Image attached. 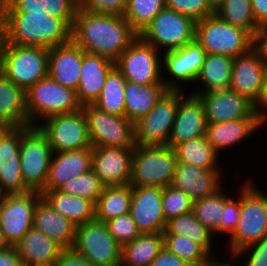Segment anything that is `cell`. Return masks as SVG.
<instances>
[{
	"mask_svg": "<svg viewBox=\"0 0 267 266\" xmlns=\"http://www.w3.org/2000/svg\"><path fill=\"white\" fill-rule=\"evenodd\" d=\"M139 35L123 16L97 14L78 8L72 41L85 52L116 61Z\"/></svg>",
	"mask_w": 267,
	"mask_h": 266,
	"instance_id": "cell-1",
	"label": "cell"
},
{
	"mask_svg": "<svg viewBox=\"0 0 267 266\" xmlns=\"http://www.w3.org/2000/svg\"><path fill=\"white\" fill-rule=\"evenodd\" d=\"M0 37L8 44L49 50L72 41V27L45 12L0 13Z\"/></svg>",
	"mask_w": 267,
	"mask_h": 266,
	"instance_id": "cell-2",
	"label": "cell"
},
{
	"mask_svg": "<svg viewBox=\"0 0 267 266\" xmlns=\"http://www.w3.org/2000/svg\"><path fill=\"white\" fill-rule=\"evenodd\" d=\"M254 182L249 179L241 185V216L226 240L230 253L257 243L267 234V194Z\"/></svg>",
	"mask_w": 267,
	"mask_h": 266,
	"instance_id": "cell-3",
	"label": "cell"
},
{
	"mask_svg": "<svg viewBox=\"0 0 267 266\" xmlns=\"http://www.w3.org/2000/svg\"><path fill=\"white\" fill-rule=\"evenodd\" d=\"M48 64L49 50L8 44L0 37V71L25 91L48 77Z\"/></svg>",
	"mask_w": 267,
	"mask_h": 266,
	"instance_id": "cell-4",
	"label": "cell"
},
{
	"mask_svg": "<svg viewBox=\"0 0 267 266\" xmlns=\"http://www.w3.org/2000/svg\"><path fill=\"white\" fill-rule=\"evenodd\" d=\"M177 158L167 145H136L132 156L130 185L136 187L170 186Z\"/></svg>",
	"mask_w": 267,
	"mask_h": 266,
	"instance_id": "cell-5",
	"label": "cell"
},
{
	"mask_svg": "<svg viewBox=\"0 0 267 266\" xmlns=\"http://www.w3.org/2000/svg\"><path fill=\"white\" fill-rule=\"evenodd\" d=\"M195 40L208 54L233 58L254 47V38L247 31L227 24L216 14L196 22Z\"/></svg>",
	"mask_w": 267,
	"mask_h": 266,
	"instance_id": "cell-6",
	"label": "cell"
},
{
	"mask_svg": "<svg viewBox=\"0 0 267 266\" xmlns=\"http://www.w3.org/2000/svg\"><path fill=\"white\" fill-rule=\"evenodd\" d=\"M26 106L30 126H36L49 116L71 113L82 108L75 90L62 86L49 76L26 91Z\"/></svg>",
	"mask_w": 267,
	"mask_h": 266,
	"instance_id": "cell-7",
	"label": "cell"
},
{
	"mask_svg": "<svg viewBox=\"0 0 267 266\" xmlns=\"http://www.w3.org/2000/svg\"><path fill=\"white\" fill-rule=\"evenodd\" d=\"M186 89H168L147 115L134 122L136 145H167Z\"/></svg>",
	"mask_w": 267,
	"mask_h": 266,
	"instance_id": "cell-8",
	"label": "cell"
},
{
	"mask_svg": "<svg viewBox=\"0 0 267 266\" xmlns=\"http://www.w3.org/2000/svg\"><path fill=\"white\" fill-rule=\"evenodd\" d=\"M195 26L192 18L165 7L139 36L163 53L194 41Z\"/></svg>",
	"mask_w": 267,
	"mask_h": 266,
	"instance_id": "cell-9",
	"label": "cell"
},
{
	"mask_svg": "<svg viewBox=\"0 0 267 266\" xmlns=\"http://www.w3.org/2000/svg\"><path fill=\"white\" fill-rule=\"evenodd\" d=\"M72 250L94 266H120L122 246L109 233L105 222L93 220L76 226Z\"/></svg>",
	"mask_w": 267,
	"mask_h": 266,
	"instance_id": "cell-10",
	"label": "cell"
},
{
	"mask_svg": "<svg viewBox=\"0 0 267 266\" xmlns=\"http://www.w3.org/2000/svg\"><path fill=\"white\" fill-rule=\"evenodd\" d=\"M92 147L135 149L134 122L125 116L109 114L93 104L82 106Z\"/></svg>",
	"mask_w": 267,
	"mask_h": 266,
	"instance_id": "cell-11",
	"label": "cell"
},
{
	"mask_svg": "<svg viewBox=\"0 0 267 266\" xmlns=\"http://www.w3.org/2000/svg\"><path fill=\"white\" fill-rule=\"evenodd\" d=\"M46 136L53 153L91 147L83 109L49 116L36 125Z\"/></svg>",
	"mask_w": 267,
	"mask_h": 266,
	"instance_id": "cell-12",
	"label": "cell"
},
{
	"mask_svg": "<svg viewBox=\"0 0 267 266\" xmlns=\"http://www.w3.org/2000/svg\"><path fill=\"white\" fill-rule=\"evenodd\" d=\"M162 54L138 36L121 53L115 61V66L126 81L139 85L163 83Z\"/></svg>",
	"mask_w": 267,
	"mask_h": 266,
	"instance_id": "cell-13",
	"label": "cell"
},
{
	"mask_svg": "<svg viewBox=\"0 0 267 266\" xmlns=\"http://www.w3.org/2000/svg\"><path fill=\"white\" fill-rule=\"evenodd\" d=\"M19 153L24 184L32 191H40L47 179L53 151L37 126H29L22 133Z\"/></svg>",
	"mask_w": 267,
	"mask_h": 266,
	"instance_id": "cell-14",
	"label": "cell"
},
{
	"mask_svg": "<svg viewBox=\"0 0 267 266\" xmlns=\"http://www.w3.org/2000/svg\"><path fill=\"white\" fill-rule=\"evenodd\" d=\"M41 198L39 191L32 190L0 196V228L10 246L32 228L34 210Z\"/></svg>",
	"mask_w": 267,
	"mask_h": 266,
	"instance_id": "cell-15",
	"label": "cell"
},
{
	"mask_svg": "<svg viewBox=\"0 0 267 266\" xmlns=\"http://www.w3.org/2000/svg\"><path fill=\"white\" fill-rule=\"evenodd\" d=\"M205 55L206 51L196 40L182 48L163 52L162 72L165 75L169 74V77H162V82L168 89L172 90H182V85L187 86V83L189 85L193 83L194 85L200 73Z\"/></svg>",
	"mask_w": 267,
	"mask_h": 266,
	"instance_id": "cell-16",
	"label": "cell"
},
{
	"mask_svg": "<svg viewBox=\"0 0 267 266\" xmlns=\"http://www.w3.org/2000/svg\"><path fill=\"white\" fill-rule=\"evenodd\" d=\"M28 127H0V196L30 191L23 182L19 153L21 135Z\"/></svg>",
	"mask_w": 267,
	"mask_h": 266,
	"instance_id": "cell-17",
	"label": "cell"
},
{
	"mask_svg": "<svg viewBox=\"0 0 267 266\" xmlns=\"http://www.w3.org/2000/svg\"><path fill=\"white\" fill-rule=\"evenodd\" d=\"M196 96L204 106L208 124L243 118H258L254 104L230 89L197 93Z\"/></svg>",
	"mask_w": 267,
	"mask_h": 266,
	"instance_id": "cell-18",
	"label": "cell"
},
{
	"mask_svg": "<svg viewBox=\"0 0 267 266\" xmlns=\"http://www.w3.org/2000/svg\"><path fill=\"white\" fill-rule=\"evenodd\" d=\"M266 71V63L253 47L247 53L233 59L228 89L239 93L255 105L262 94Z\"/></svg>",
	"mask_w": 267,
	"mask_h": 266,
	"instance_id": "cell-19",
	"label": "cell"
},
{
	"mask_svg": "<svg viewBox=\"0 0 267 266\" xmlns=\"http://www.w3.org/2000/svg\"><path fill=\"white\" fill-rule=\"evenodd\" d=\"M134 149L92 147V170L104 187L130 185Z\"/></svg>",
	"mask_w": 267,
	"mask_h": 266,
	"instance_id": "cell-20",
	"label": "cell"
},
{
	"mask_svg": "<svg viewBox=\"0 0 267 266\" xmlns=\"http://www.w3.org/2000/svg\"><path fill=\"white\" fill-rule=\"evenodd\" d=\"M163 188L132 186L130 214L141 234L163 233L166 227L162 207Z\"/></svg>",
	"mask_w": 267,
	"mask_h": 266,
	"instance_id": "cell-21",
	"label": "cell"
},
{
	"mask_svg": "<svg viewBox=\"0 0 267 266\" xmlns=\"http://www.w3.org/2000/svg\"><path fill=\"white\" fill-rule=\"evenodd\" d=\"M207 126L202 102L196 95L186 93L179 101L167 146L175 148L191 139L205 137Z\"/></svg>",
	"mask_w": 267,
	"mask_h": 266,
	"instance_id": "cell-22",
	"label": "cell"
},
{
	"mask_svg": "<svg viewBox=\"0 0 267 266\" xmlns=\"http://www.w3.org/2000/svg\"><path fill=\"white\" fill-rule=\"evenodd\" d=\"M92 169V146L75 151L53 153L44 187L39 192L59 189L67 181Z\"/></svg>",
	"mask_w": 267,
	"mask_h": 266,
	"instance_id": "cell-23",
	"label": "cell"
},
{
	"mask_svg": "<svg viewBox=\"0 0 267 266\" xmlns=\"http://www.w3.org/2000/svg\"><path fill=\"white\" fill-rule=\"evenodd\" d=\"M223 170H206L177 162L171 186L184 191L193 201L218 191L223 181Z\"/></svg>",
	"mask_w": 267,
	"mask_h": 266,
	"instance_id": "cell-24",
	"label": "cell"
},
{
	"mask_svg": "<svg viewBox=\"0 0 267 266\" xmlns=\"http://www.w3.org/2000/svg\"><path fill=\"white\" fill-rule=\"evenodd\" d=\"M115 67L111 59L83 50L81 75L76 97L81 106L93 104L99 97L109 72Z\"/></svg>",
	"mask_w": 267,
	"mask_h": 266,
	"instance_id": "cell-25",
	"label": "cell"
},
{
	"mask_svg": "<svg viewBox=\"0 0 267 266\" xmlns=\"http://www.w3.org/2000/svg\"><path fill=\"white\" fill-rule=\"evenodd\" d=\"M83 49L73 41L49 49L48 76L62 86L75 90L79 86Z\"/></svg>",
	"mask_w": 267,
	"mask_h": 266,
	"instance_id": "cell-26",
	"label": "cell"
},
{
	"mask_svg": "<svg viewBox=\"0 0 267 266\" xmlns=\"http://www.w3.org/2000/svg\"><path fill=\"white\" fill-rule=\"evenodd\" d=\"M24 266H54L65 250L33 227L14 245Z\"/></svg>",
	"mask_w": 267,
	"mask_h": 266,
	"instance_id": "cell-27",
	"label": "cell"
},
{
	"mask_svg": "<svg viewBox=\"0 0 267 266\" xmlns=\"http://www.w3.org/2000/svg\"><path fill=\"white\" fill-rule=\"evenodd\" d=\"M263 124L258 118H243L232 121L208 124L206 137L214 151L220 155L225 150L233 149L243 140L254 135Z\"/></svg>",
	"mask_w": 267,
	"mask_h": 266,
	"instance_id": "cell-28",
	"label": "cell"
},
{
	"mask_svg": "<svg viewBox=\"0 0 267 266\" xmlns=\"http://www.w3.org/2000/svg\"><path fill=\"white\" fill-rule=\"evenodd\" d=\"M32 227L56 241L64 249H72L76 225L56 212L42 198L35 207Z\"/></svg>",
	"mask_w": 267,
	"mask_h": 266,
	"instance_id": "cell-29",
	"label": "cell"
},
{
	"mask_svg": "<svg viewBox=\"0 0 267 266\" xmlns=\"http://www.w3.org/2000/svg\"><path fill=\"white\" fill-rule=\"evenodd\" d=\"M30 126L26 91L0 71V127Z\"/></svg>",
	"mask_w": 267,
	"mask_h": 266,
	"instance_id": "cell-30",
	"label": "cell"
},
{
	"mask_svg": "<svg viewBox=\"0 0 267 266\" xmlns=\"http://www.w3.org/2000/svg\"><path fill=\"white\" fill-rule=\"evenodd\" d=\"M42 199L76 226L95 220V203L58 189L40 192Z\"/></svg>",
	"mask_w": 267,
	"mask_h": 266,
	"instance_id": "cell-31",
	"label": "cell"
},
{
	"mask_svg": "<svg viewBox=\"0 0 267 266\" xmlns=\"http://www.w3.org/2000/svg\"><path fill=\"white\" fill-rule=\"evenodd\" d=\"M78 8L79 0H7L0 5V13L45 12L72 27Z\"/></svg>",
	"mask_w": 267,
	"mask_h": 266,
	"instance_id": "cell-32",
	"label": "cell"
},
{
	"mask_svg": "<svg viewBox=\"0 0 267 266\" xmlns=\"http://www.w3.org/2000/svg\"><path fill=\"white\" fill-rule=\"evenodd\" d=\"M233 59V57L225 55L206 53L200 73L195 81V83L198 82L195 84L196 86L199 83L202 85L198 87L199 89L193 87V91L190 89L189 93L196 95L197 93L228 89L231 82Z\"/></svg>",
	"mask_w": 267,
	"mask_h": 266,
	"instance_id": "cell-33",
	"label": "cell"
},
{
	"mask_svg": "<svg viewBox=\"0 0 267 266\" xmlns=\"http://www.w3.org/2000/svg\"><path fill=\"white\" fill-rule=\"evenodd\" d=\"M168 90L164 83L139 85L127 81L125 86V117L135 122L147 115Z\"/></svg>",
	"mask_w": 267,
	"mask_h": 266,
	"instance_id": "cell-34",
	"label": "cell"
},
{
	"mask_svg": "<svg viewBox=\"0 0 267 266\" xmlns=\"http://www.w3.org/2000/svg\"><path fill=\"white\" fill-rule=\"evenodd\" d=\"M163 247V233L141 234L122 247L120 266H149Z\"/></svg>",
	"mask_w": 267,
	"mask_h": 266,
	"instance_id": "cell-35",
	"label": "cell"
},
{
	"mask_svg": "<svg viewBox=\"0 0 267 266\" xmlns=\"http://www.w3.org/2000/svg\"><path fill=\"white\" fill-rule=\"evenodd\" d=\"M132 186L104 187L95 203V220L106 222L130 213Z\"/></svg>",
	"mask_w": 267,
	"mask_h": 266,
	"instance_id": "cell-36",
	"label": "cell"
},
{
	"mask_svg": "<svg viewBox=\"0 0 267 266\" xmlns=\"http://www.w3.org/2000/svg\"><path fill=\"white\" fill-rule=\"evenodd\" d=\"M174 150L177 162L206 170H222L218 164L220 156L214 151L206 136L179 144Z\"/></svg>",
	"mask_w": 267,
	"mask_h": 266,
	"instance_id": "cell-37",
	"label": "cell"
},
{
	"mask_svg": "<svg viewBox=\"0 0 267 266\" xmlns=\"http://www.w3.org/2000/svg\"><path fill=\"white\" fill-rule=\"evenodd\" d=\"M163 234L181 235L201 245L210 255L213 254L214 235L192 212L169 219Z\"/></svg>",
	"mask_w": 267,
	"mask_h": 266,
	"instance_id": "cell-38",
	"label": "cell"
},
{
	"mask_svg": "<svg viewBox=\"0 0 267 266\" xmlns=\"http://www.w3.org/2000/svg\"><path fill=\"white\" fill-rule=\"evenodd\" d=\"M126 79L116 66L109 72L98 99L93 105L109 114L125 116Z\"/></svg>",
	"mask_w": 267,
	"mask_h": 266,
	"instance_id": "cell-39",
	"label": "cell"
},
{
	"mask_svg": "<svg viewBox=\"0 0 267 266\" xmlns=\"http://www.w3.org/2000/svg\"><path fill=\"white\" fill-rule=\"evenodd\" d=\"M215 14L227 24L241 28L255 38L259 26L252 13L251 0H224Z\"/></svg>",
	"mask_w": 267,
	"mask_h": 266,
	"instance_id": "cell-40",
	"label": "cell"
},
{
	"mask_svg": "<svg viewBox=\"0 0 267 266\" xmlns=\"http://www.w3.org/2000/svg\"><path fill=\"white\" fill-rule=\"evenodd\" d=\"M165 8V0H127L123 17L140 35L153 18Z\"/></svg>",
	"mask_w": 267,
	"mask_h": 266,
	"instance_id": "cell-41",
	"label": "cell"
},
{
	"mask_svg": "<svg viewBox=\"0 0 267 266\" xmlns=\"http://www.w3.org/2000/svg\"><path fill=\"white\" fill-rule=\"evenodd\" d=\"M224 189L193 202L192 213L212 233L217 229L218 222L224 212Z\"/></svg>",
	"mask_w": 267,
	"mask_h": 266,
	"instance_id": "cell-42",
	"label": "cell"
},
{
	"mask_svg": "<svg viewBox=\"0 0 267 266\" xmlns=\"http://www.w3.org/2000/svg\"><path fill=\"white\" fill-rule=\"evenodd\" d=\"M164 247L191 266H201L210 254L199 244L175 234H163Z\"/></svg>",
	"mask_w": 267,
	"mask_h": 266,
	"instance_id": "cell-43",
	"label": "cell"
},
{
	"mask_svg": "<svg viewBox=\"0 0 267 266\" xmlns=\"http://www.w3.org/2000/svg\"><path fill=\"white\" fill-rule=\"evenodd\" d=\"M103 188L104 186L101 184L99 177L91 169L89 172L67 181L58 190L66 194L89 199L96 203Z\"/></svg>",
	"mask_w": 267,
	"mask_h": 266,
	"instance_id": "cell-44",
	"label": "cell"
},
{
	"mask_svg": "<svg viewBox=\"0 0 267 266\" xmlns=\"http://www.w3.org/2000/svg\"><path fill=\"white\" fill-rule=\"evenodd\" d=\"M193 200L182 190L166 186L163 188L162 207L166 221L192 212Z\"/></svg>",
	"mask_w": 267,
	"mask_h": 266,
	"instance_id": "cell-45",
	"label": "cell"
},
{
	"mask_svg": "<svg viewBox=\"0 0 267 266\" xmlns=\"http://www.w3.org/2000/svg\"><path fill=\"white\" fill-rule=\"evenodd\" d=\"M229 192H224V212L222 219L218 222L217 229L213 232L214 238L217 235L229 234L230 236L235 230L239 217L241 216V186L238 190L237 197H232Z\"/></svg>",
	"mask_w": 267,
	"mask_h": 266,
	"instance_id": "cell-46",
	"label": "cell"
},
{
	"mask_svg": "<svg viewBox=\"0 0 267 266\" xmlns=\"http://www.w3.org/2000/svg\"><path fill=\"white\" fill-rule=\"evenodd\" d=\"M109 233L123 247L141 235L130 213L105 222Z\"/></svg>",
	"mask_w": 267,
	"mask_h": 266,
	"instance_id": "cell-47",
	"label": "cell"
},
{
	"mask_svg": "<svg viewBox=\"0 0 267 266\" xmlns=\"http://www.w3.org/2000/svg\"><path fill=\"white\" fill-rule=\"evenodd\" d=\"M165 7L188 16L195 22L215 14L207 0H165Z\"/></svg>",
	"mask_w": 267,
	"mask_h": 266,
	"instance_id": "cell-48",
	"label": "cell"
},
{
	"mask_svg": "<svg viewBox=\"0 0 267 266\" xmlns=\"http://www.w3.org/2000/svg\"><path fill=\"white\" fill-rule=\"evenodd\" d=\"M127 0H79V8L97 14L123 16Z\"/></svg>",
	"mask_w": 267,
	"mask_h": 266,
	"instance_id": "cell-49",
	"label": "cell"
},
{
	"mask_svg": "<svg viewBox=\"0 0 267 266\" xmlns=\"http://www.w3.org/2000/svg\"><path fill=\"white\" fill-rule=\"evenodd\" d=\"M242 266H267V234L257 243L251 244L236 253ZM246 256V257H245Z\"/></svg>",
	"mask_w": 267,
	"mask_h": 266,
	"instance_id": "cell-50",
	"label": "cell"
},
{
	"mask_svg": "<svg viewBox=\"0 0 267 266\" xmlns=\"http://www.w3.org/2000/svg\"><path fill=\"white\" fill-rule=\"evenodd\" d=\"M54 266H94L90 261L86 260L83 256L78 255L72 249H65Z\"/></svg>",
	"mask_w": 267,
	"mask_h": 266,
	"instance_id": "cell-51",
	"label": "cell"
},
{
	"mask_svg": "<svg viewBox=\"0 0 267 266\" xmlns=\"http://www.w3.org/2000/svg\"><path fill=\"white\" fill-rule=\"evenodd\" d=\"M149 266H191L185 260L180 259L165 247L158 253Z\"/></svg>",
	"mask_w": 267,
	"mask_h": 266,
	"instance_id": "cell-52",
	"label": "cell"
},
{
	"mask_svg": "<svg viewBox=\"0 0 267 266\" xmlns=\"http://www.w3.org/2000/svg\"><path fill=\"white\" fill-rule=\"evenodd\" d=\"M254 110L258 116L259 121L263 125H266L267 124V71L263 82L262 94L257 103L254 105Z\"/></svg>",
	"mask_w": 267,
	"mask_h": 266,
	"instance_id": "cell-53",
	"label": "cell"
},
{
	"mask_svg": "<svg viewBox=\"0 0 267 266\" xmlns=\"http://www.w3.org/2000/svg\"><path fill=\"white\" fill-rule=\"evenodd\" d=\"M254 47L267 65V23L259 26L254 38Z\"/></svg>",
	"mask_w": 267,
	"mask_h": 266,
	"instance_id": "cell-54",
	"label": "cell"
},
{
	"mask_svg": "<svg viewBox=\"0 0 267 266\" xmlns=\"http://www.w3.org/2000/svg\"><path fill=\"white\" fill-rule=\"evenodd\" d=\"M251 8L258 26L267 23V0H251Z\"/></svg>",
	"mask_w": 267,
	"mask_h": 266,
	"instance_id": "cell-55",
	"label": "cell"
},
{
	"mask_svg": "<svg viewBox=\"0 0 267 266\" xmlns=\"http://www.w3.org/2000/svg\"><path fill=\"white\" fill-rule=\"evenodd\" d=\"M0 266H24L14 246L0 250Z\"/></svg>",
	"mask_w": 267,
	"mask_h": 266,
	"instance_id": "cell-56",
	"label": "cell"
},
{
	"mask_svg": "<svg viewBox=\"0 0 267 266\" xmlns=\"http://www.w3.org/2000/svg\"><path fill=\"white\" fill-rule=\"evenodd\" d=\"M227 253L230 255V256H228L229 260L223 261L222 258L220 259V257H218V256L216 257L215 254H213V256L210 255L201 266H240L237 264L239 261L238 255L236 253H230V252H228V250H227ZM241 266H242V264H241Z\"/></svg>",
	"mask_w": 267,
	"mask_h": 266,
	"instance_id": "cell-57",
	"label": "cell"
},
{
	"mask_svg": "<svg viewBox=\"0 0 267 266\" xmlns=\"http://www.w3.org/2000/svg\"><path fill=\"white\" fill-rule=\"evenodd\" d=\"M224 0H207L209 7L215 12L222 4Z\"/></svg>",
	"mask_w": 267,
	"mask_h": 266,
	"instance_id": "cell-58",
	"label": "cell"
},
{
	"mask_svg": "<svg viewBox=\"0 0 267 266\" xmlns=\"http://www.w3.org/2000/svg\"><path fill=\"white\" fill-rule=\"evenodd\" d=\"M9 247H10V245L6 241V238L4 236V233L2 232V230L0 228V250L7 249Z\"/></svg>",
	"mask_w": 267,
	"mask_h": 266,
	"instance_id": "cell-59",
	"label": "cell"
},
{
	"mask_svg": "<svg viewBox=\"0 0 267 266\" xmlns=\"http://www.w3.org/2000/svg\"><path fill=\"white\" fill-rule=\"evenodd\" d=\"M7 0H0V5L5 3Z\"/></svg>",
	"mask_w": 267,
	"mask_h": 266,
	"instance_id": "cell-60",
	"label": "cell"
}]
</instances>
